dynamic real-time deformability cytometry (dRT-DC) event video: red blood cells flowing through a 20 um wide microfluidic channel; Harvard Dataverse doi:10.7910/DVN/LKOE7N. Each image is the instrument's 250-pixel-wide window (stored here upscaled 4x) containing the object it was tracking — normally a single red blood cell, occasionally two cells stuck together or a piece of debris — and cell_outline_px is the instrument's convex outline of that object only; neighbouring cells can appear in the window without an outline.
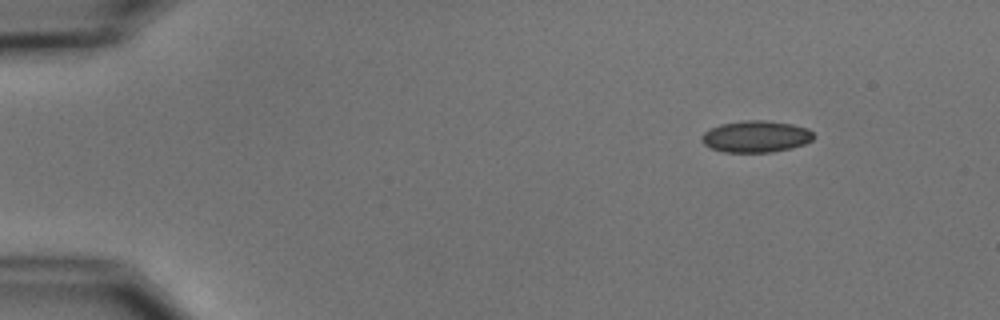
{"species": "common noctule bat (a hibernating species)", "species_latin": "Nyctalus noctula", "temperature_condition": "cold", "stored_images_in_passage": 4, "camera_frame_rate_fps": 3000, "um_per_image_px": 0.085, "animal": {"sex": "male", "body_mass_g": 15.6}, "frame": {"image": 1, "passage_image": 1, "time_ms": 0.0, "image_size_px": [1000, 320], "cell_outline_px": [[816, 136], [812, 140], [804, 144], [792, 148], [772, 152], [724, 152], [712, 148], [704, 144], [700, 140], [700, 136], [704, 132], [720, 124], [744, 120], [764, 120], [792, 124], [808, 128]], "centroid_in_image_um": [64.26, 11.6], "position_along_channel_um": 20.7, "area_um2": 20.75}}
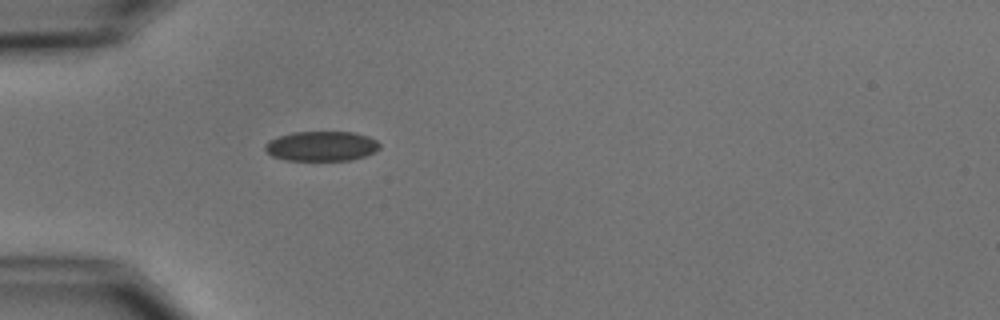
{"frame": {"image": 2, "passage_image": 4, "time_ms": 3.333, "image_size_px": [1000, 320], "cell_outline_px": [[380, 148], [376, 152], [352, 160], [284, 160], [272, 156], [264, 148], [264, 144], [268, 140], [292, 132], [356, 132], [368, 136], [376, 140], [380, 144]], "centroid_in_image_um": [27.34, 12.42], "position_along_channel_um": 57.7, "area_um2": 20.06}}